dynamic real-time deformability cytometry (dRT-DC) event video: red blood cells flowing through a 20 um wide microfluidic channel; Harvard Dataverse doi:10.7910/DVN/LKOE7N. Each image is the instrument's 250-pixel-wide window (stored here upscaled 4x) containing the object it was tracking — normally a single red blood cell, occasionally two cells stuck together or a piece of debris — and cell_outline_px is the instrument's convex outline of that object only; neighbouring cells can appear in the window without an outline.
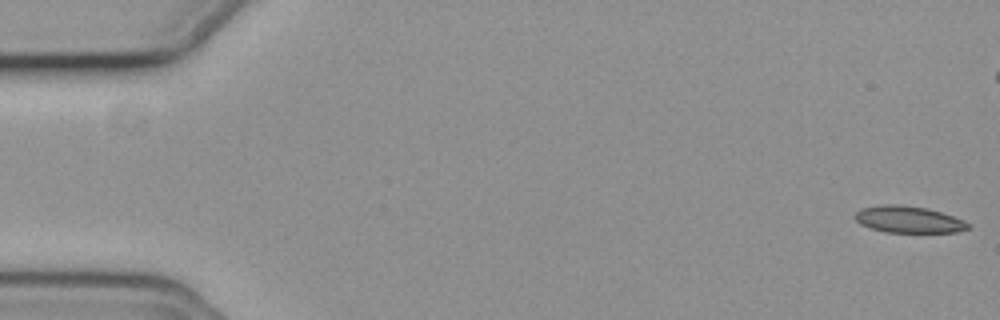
{"species": "common noctule bat (a hibernating species)", "species_latin": "Nyctalus noctula", "temperature_condition": "cold", "stored_images_in_passage": 25, "camera_frame_rate_fps": 3000, "um_per_image_px": 0.085, "animal": {"sex": "female", "body_mass_g": 19.3, "forearm_length_mm": 54.1}, "frame": {"image": 1, "passage_image": 1, "time_ms": 0.0, "image_size_px": [1000, 320], "cell_outline_px": [[968, 228], [956, 232], [884, 232], [860, 224], [852, 216], [860, 208], [880, 204], [900, 204], [924, 208], [940, 212], [964, 220], [968, 224]], "centroid_in_image_um": [77.15, 18.64], "position_along_channel_um": 7.9, "area_um2": 17.51}}
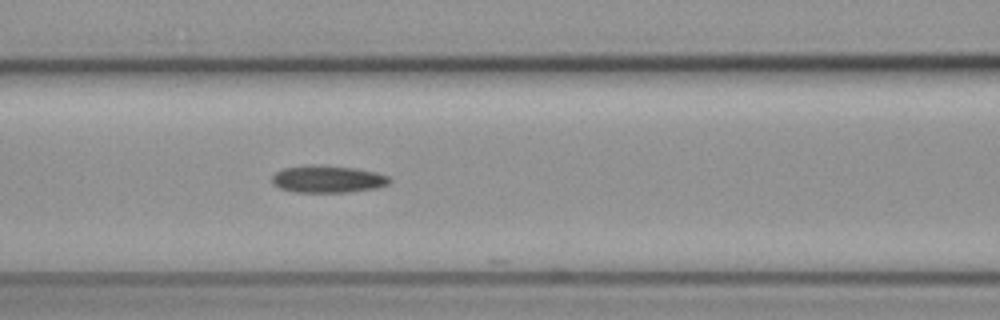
{"frame": {"image": 2, "passage_image": 24, "time_ms": 7.667, "image_size_px": [1000, 320], "cell_outline_px": [[392, 180], [388, 184], [376, 188], [348, 192], [296, 192], [280, 188], [272, 184], [272, 176], [276, 172], [284, 168], [352, 168], [376, 172], [388, 176]], "centroid_in_image_um": [27.9, 15.28], "position_along_channel_um": 138.7, "area_um2": 17.57}}